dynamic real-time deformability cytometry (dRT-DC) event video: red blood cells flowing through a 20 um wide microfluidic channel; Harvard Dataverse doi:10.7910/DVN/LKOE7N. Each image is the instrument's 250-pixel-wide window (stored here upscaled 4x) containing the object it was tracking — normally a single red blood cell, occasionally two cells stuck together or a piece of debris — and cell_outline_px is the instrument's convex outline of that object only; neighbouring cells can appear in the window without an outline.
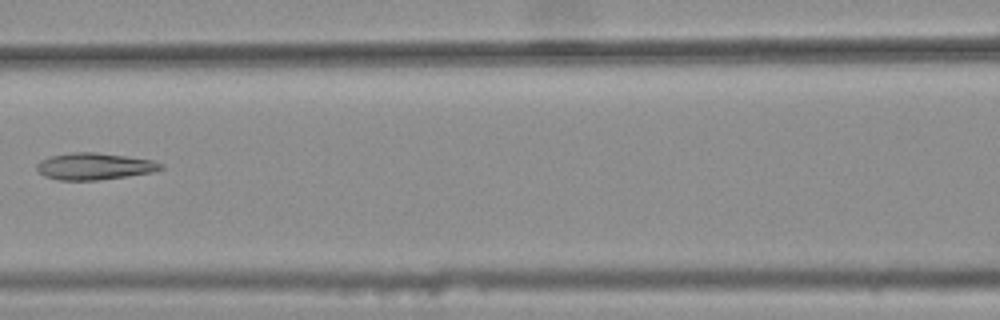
{"species": "common noctule bat (a hibernating species)", "species_latin": "Nyctalus noctula", "temperature_condition": "warm", "stored_images_in_passage": 6, "camera_frame_rate_fps": 3000, "um_per_image_px": 0.085, "animal": {"sex": "female", "body_mass_g": 25.1}, "frame": {"image": 1, "passage_image": 5, "time_ms": 1.333, "image_size_px": [1000, 320], "cell_outline_px": [[164, 168], [152, 172], [96, 180], [60, 180], [44, 176], [36, 168], [36, 164], [40, 160], [52, 156], [72, 152], [96, 152], [152, 160], [164, 164]], "centroid_in_image_um": [8.01, 14.13], "position_along_channel_um": 158.6, "area_um2": 19.13}}
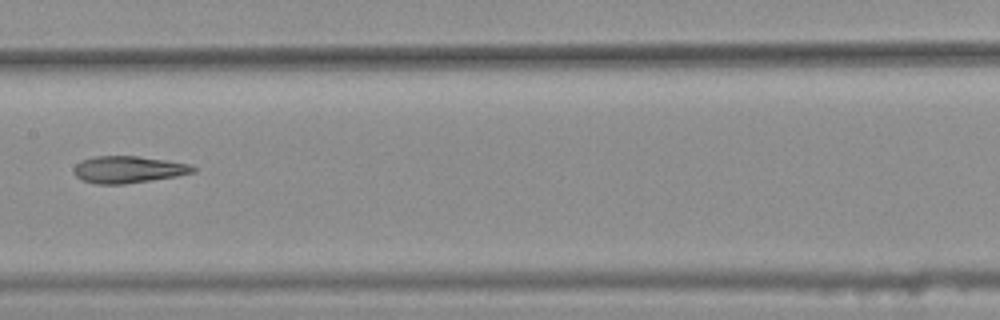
{"frame": {"image": 2, "passage_image": 6, "time_ms": 1.667, "image_size_px": [1000, 320], "cell_outline_px": [[196, 172], [176, 176], [152, 180], [124, 184], [96, 184], [84, 180], [76, 176], [72, 172], [72, 168], [80, 160], [92, 156], [136, 156], [192, 164], [196, 168]], "centroid_in_image_um": [10.88, 14.4], "position_along_channel_um": 196.5, "area_um2": 18.84}}